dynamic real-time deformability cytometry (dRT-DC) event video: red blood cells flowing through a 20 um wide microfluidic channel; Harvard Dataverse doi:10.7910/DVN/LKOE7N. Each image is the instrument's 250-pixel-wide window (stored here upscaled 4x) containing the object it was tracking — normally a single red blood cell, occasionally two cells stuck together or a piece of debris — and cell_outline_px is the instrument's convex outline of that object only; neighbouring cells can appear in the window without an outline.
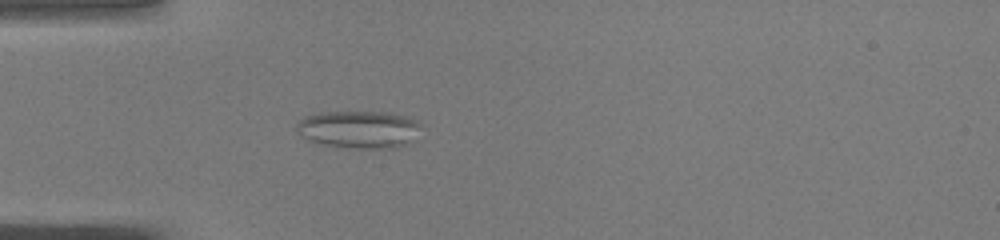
{"species": "common noctule bat (a hibernating species)", "species_latin": "Nyctalus noctula", "temperature_condition": "warm", "stored_images_in_passage": 50, "camera_frame_rate_fps": 3000, "um_per_image_px": 0.085, "animal": {"sex": "male", "body_mass_g": 19.0, "forearm_length_mm": 50.8}, "frame": {"image": 1, "passage_image": 15, "time_ms": 4.667, "image_size_px": [1000, 240], "cell_outline_px": [[420, 124], [408, 144], [392, 148], [344, 148], [324, 144], [308, 140], [300, 136], [296, 132], [296, 124], [304, 116], [320, 112], [388, 112], [404, 116], [416, 120]], "centroid_in_image_um": [30.42, 11.0], "position_along_channel_um": 54.6, "area_um2": 27.11}}
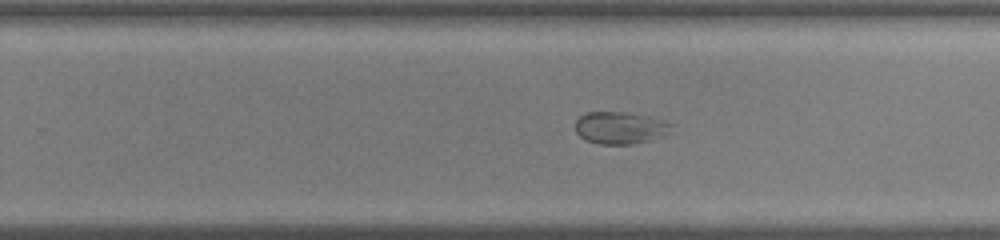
{"frame": {"image": 2, "passage_image": 32, "time_ms": 10.333, "image_size_px": [1000, 240], "cell_outline_px": [[672, 124], [668, 132], [648, 140], [632, 144], [600, 144], [584, 140], [576, 132], [576, 120], [584, 112], [624, 112], [648, 116]], "centroid_in_image_um": [52.63, 10.86], "position_along_channel_um": 277.2, "area_um2": 17.69}}
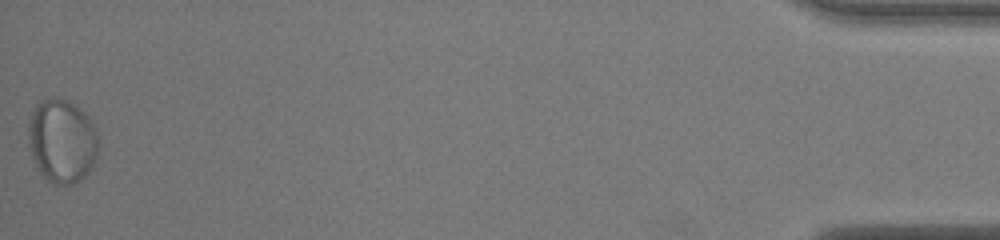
{"frame": {"image": 3, "passage_image": 50, "time_ms": 16.333, "image_size_px": [1000, 240], "cell_outline_px": [[100, 144], [96, 156], [88, 172], [80, 180], [72, 184], [56, 184], [48, 180], [36, 168], [28, 144], [28, 124], [32, 112], [36, 104], [40, 100], [52, 96], [56, 96], [72, 104], [84, 112], [92, 120]], "centroid_in_image_um": [5.25, 11.96], "position_along_channel_um": 429.9, "area_um2": 34.39}}